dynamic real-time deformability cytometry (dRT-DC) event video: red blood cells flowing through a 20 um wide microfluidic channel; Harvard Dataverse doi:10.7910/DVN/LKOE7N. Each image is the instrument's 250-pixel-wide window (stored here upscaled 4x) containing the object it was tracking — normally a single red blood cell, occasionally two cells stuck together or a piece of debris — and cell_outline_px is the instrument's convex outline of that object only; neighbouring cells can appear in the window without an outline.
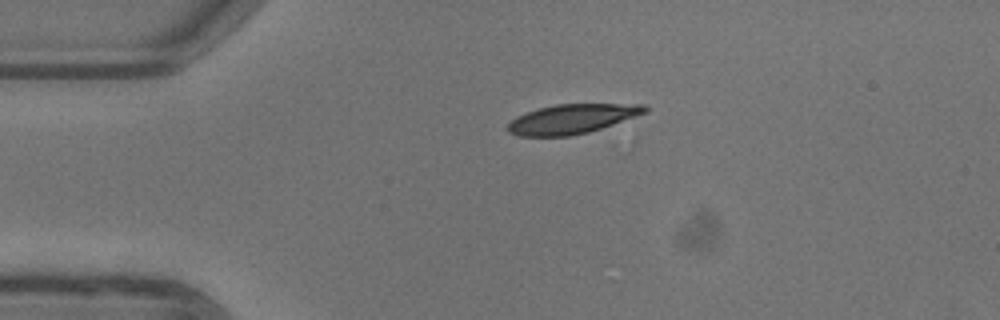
{"species": "common noctule bat (a hibernating species)", "species_latin": "Nyctalus noctula", "temperature_condition": "warm", "stored_images_in_passage": 3, "camera_frame_rate_fps": 3000, "um_per_image_px": 0.085, "animal": {"sex": "female"}, "frame": {"image": 1, "passage_image": 1, "time_ms": 0.0, "image_size_px": [1000, 320], "cell_outline_px": [[648, 112], [588, 132], [568, 136], [520, 136], [508, 132], [504, 128], [516, 116], [540, 108], [556, 104], [644, 104], [648, 108]], "centroid_in_image_um": [48.6, 10.11], "position_along_channel_um": 36.4, "area_um2": 23.35}}